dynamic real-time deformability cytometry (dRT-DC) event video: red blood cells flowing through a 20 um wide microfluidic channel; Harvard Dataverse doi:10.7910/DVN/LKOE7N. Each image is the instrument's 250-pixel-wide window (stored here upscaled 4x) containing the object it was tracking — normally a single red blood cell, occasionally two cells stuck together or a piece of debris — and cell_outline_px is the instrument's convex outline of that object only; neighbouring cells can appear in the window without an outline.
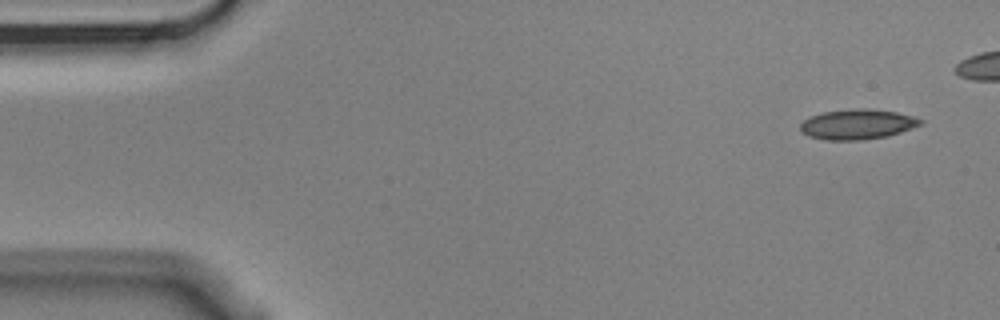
{"species": "Egyptian fruit bat (a non-hibernating species)", "species_latin": "Rousettus aegyptiacus", "temperature_condition": "cold", "stored_images_in_passage": 5, "camera_frame_rate_fps": 3000, "um_per_image_px": 0.085, "animal": {"sex": "male"}, "frame": {"image": 1, "passage_image": 1, "time_ms": 0.0, "image_size_px": [1000, 320], "cell_outline_px": [[924, 124], [888, 136], [860, 140], [824, 140], [808, 136], [800, 132], [800, 124], [804, 120], [812, 116], [824, 112], [856, 108], [864, 108], [896, 112], [916, 116], [924, 120]], "centroid_in_image_um": [72.91, 10.57], "position_along_channel_um": 12.1, "area_um2": 21.21}}